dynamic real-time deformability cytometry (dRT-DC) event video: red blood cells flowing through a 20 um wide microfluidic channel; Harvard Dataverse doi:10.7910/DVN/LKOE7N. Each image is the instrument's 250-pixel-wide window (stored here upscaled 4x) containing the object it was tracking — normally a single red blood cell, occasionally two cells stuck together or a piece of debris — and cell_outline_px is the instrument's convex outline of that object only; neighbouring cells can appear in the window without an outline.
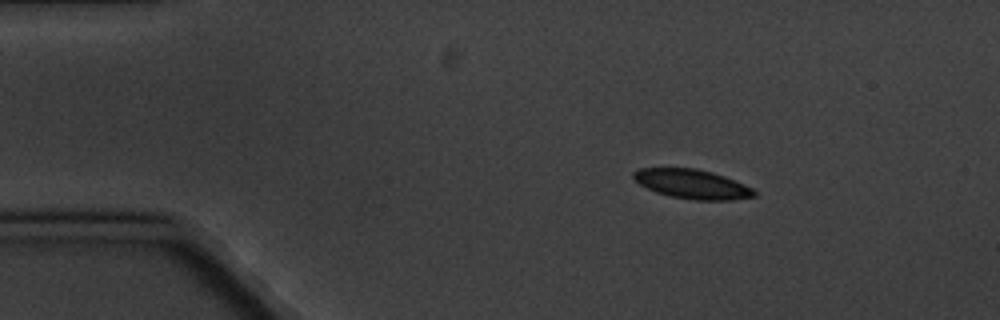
{"species": "common noctule bat (a hibernating species)", "species_latin": "Nyctalus noctula", "temperature_condition": "cold", "stored_images_in_passage": 3, "camera_frame_rate_fps": 3000, "um_per_image_px": 0.085, "animal": {"sex": "male", "body_mass_g": 20.1, "forearm_length_mm": 53.5}, "frame": {"image": 1, "passage_image": 1, "time_ms": 0.0, "image_size_px": [1000, 320], "cell_outline_px": [[756, 196], [732, 200], [696, 200], [668, 196], [656, 192], [640, 184], [632, 176], [632, 172], [640, 168], [696, 168], [712, 172], [724, 176], [752, 188], [756, 192]], "centroid_in_image_um": [58.82, 15.64], "position_along_channel_um": 26.2, "area_um2": 20.52}}